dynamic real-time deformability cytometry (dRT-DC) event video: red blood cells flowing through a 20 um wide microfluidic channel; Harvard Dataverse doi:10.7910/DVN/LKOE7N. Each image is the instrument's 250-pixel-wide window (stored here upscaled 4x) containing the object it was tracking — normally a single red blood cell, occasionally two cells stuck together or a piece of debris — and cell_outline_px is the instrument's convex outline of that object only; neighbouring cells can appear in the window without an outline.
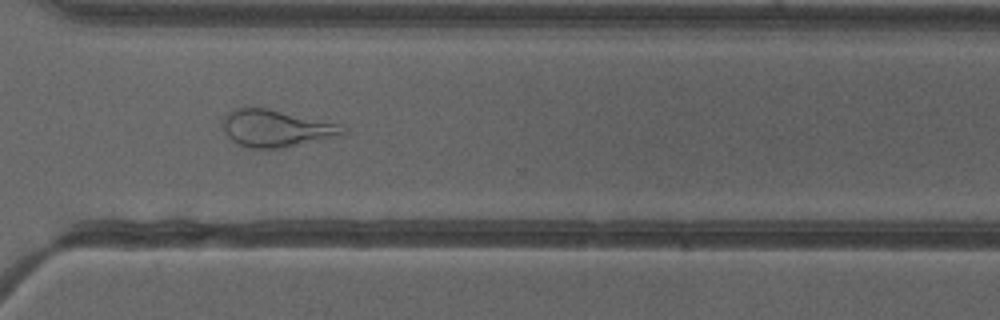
{"species": "common noctule bat (a hibernating species)", "species_latin": "Nyctalus noctula", "temperature_condition": "cold", "stored_images_in_passage": 51, "camera_frame_rate_fps": 3000, "um_per_image_px": 0.085, "animal": {"sex": "female"}, "frame": {"image": 1, "passage_image": 37, "time_ms": 12.0, "image_size_px": [1000, 320], "cell_outline_px": [[348, 132], [340, 136], [284, 148], [244, 148], [236, 144], [224, 132], [224, 116], [228, 112], [236, 108], [268, 108], [336, 124]], "centroid_in_image_um": [23.43, 10.93], "position_along_channel_um": 347.2, "area_um2": 25.66}}